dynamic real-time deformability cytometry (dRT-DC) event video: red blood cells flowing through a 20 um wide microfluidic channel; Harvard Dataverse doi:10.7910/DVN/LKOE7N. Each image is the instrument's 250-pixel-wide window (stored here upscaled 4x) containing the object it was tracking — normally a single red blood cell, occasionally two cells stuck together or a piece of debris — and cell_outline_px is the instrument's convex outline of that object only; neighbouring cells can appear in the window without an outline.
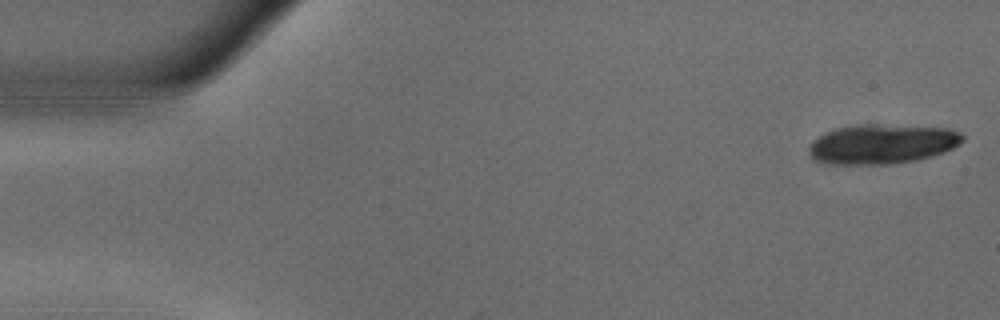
{"species": "common noctule bat (a hibernating species)", "species_latin": "Nyctalus noctula", "temperature_condition": "warm", "stored_images_in_passage": 16, "camera_frame_rate_fps": 3000, "um_per_image_px": 0.085, "animal": {"sex": "male", "body_mass_g": 18.8}, "frame": {"image": 1, "passage_image": 1, "time_ms": 0.0, "image_size_px": [1000, 320], "cell_outline_px": [[964, 140], [960, 144], [944, 152], [932, 156], [916, 160], [888, 164], [824, 164], [812, 160], [808, 152], [808, 148], [812, 140], [824, 132], [836, 128], [856, 124], [876, 124], [948, 128], [960, 132], [964, 136]], "centroid_in_image_um": [74.93, 12.24], "position_along_channel_um": 10.1, "area_um2": 35.95}}